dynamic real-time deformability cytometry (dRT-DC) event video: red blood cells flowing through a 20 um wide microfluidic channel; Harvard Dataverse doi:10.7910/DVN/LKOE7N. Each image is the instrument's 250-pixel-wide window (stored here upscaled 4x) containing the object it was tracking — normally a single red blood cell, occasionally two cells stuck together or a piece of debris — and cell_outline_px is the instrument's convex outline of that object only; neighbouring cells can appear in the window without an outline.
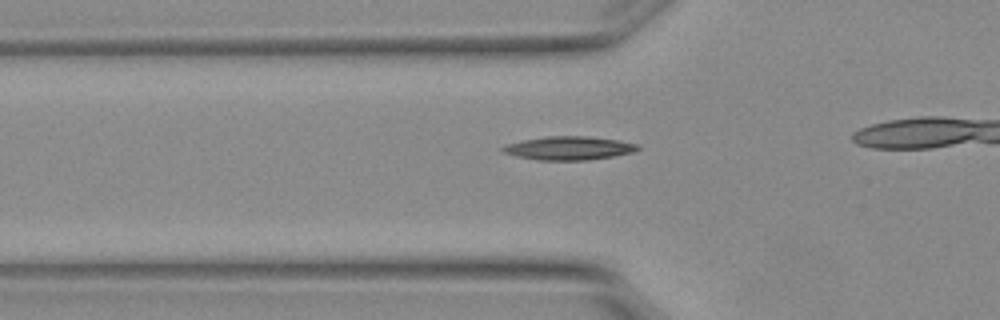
{"species": "Egyptian fruit bat (a non-hibernating species)", "species_latin": "Rousettus aegyptiacus", "temperature_condition": "warm", "stored_images_in_passage": 4, "camera_frame_rate_fps": 3000, "um_per_image_px": 0.085, "animal": {"sex": "female"}, "frame": {"image": 1, "passage_image": 4, "time_ms": 1.0, "image_size_px": [1000, 320], "cell_outline_px": [[640, 148], [632, 152], [612, 156], [588, 160], [540, 160], [516, 156], [504, 152], [500, 148], [508, 144], [524, 140], [548, 136], [588, 136], [616, 140], [640, 144]], "centroid_in_image_um": [48.38, 12.59], "position_along_channel_um": 77.4, "area_um2": 18.26}}